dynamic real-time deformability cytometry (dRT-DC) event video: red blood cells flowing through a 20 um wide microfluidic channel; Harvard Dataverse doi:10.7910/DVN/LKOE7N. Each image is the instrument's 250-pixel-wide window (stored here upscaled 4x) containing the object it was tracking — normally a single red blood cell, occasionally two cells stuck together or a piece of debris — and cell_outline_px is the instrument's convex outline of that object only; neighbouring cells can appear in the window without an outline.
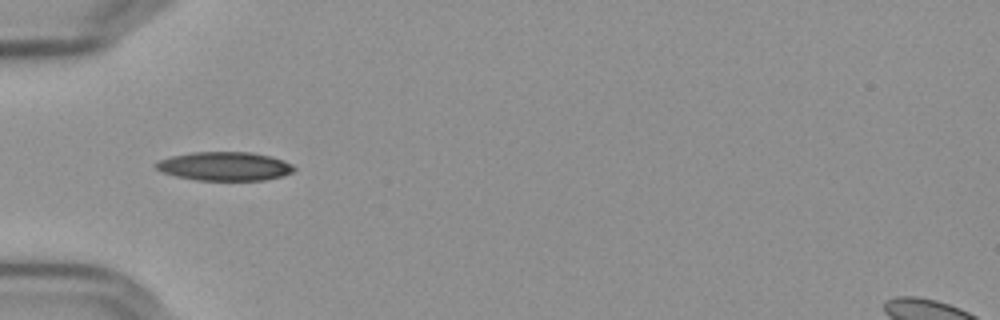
{"species": "Egyptian fruit bat (a non-hibernating species)", "species_latin": "Rousettus aegyptiacus", "temperature_condition": "cold", "stored_images_in_passage": 39, "camera_frame_rate_fps": 3000, "um_per_image_px": 0.085, "frame": {"image": 1, "passage_image": 1, "time_ms": 0.0, "image_size_px": [1000, 320], "cell_outline_px": [[296, 168], [292, 172], [280, 176], [264, 180], [196, 180], [176, 176], [164, 172], [156, 168], [156, 160], [172, 156], [192, 152], [252, 152], [284, 160], [292, 164]], "centroid_in_image_um": [19.09, 14.12], "position_along_channel_um": 65.9, "area_um2": 23.0}}
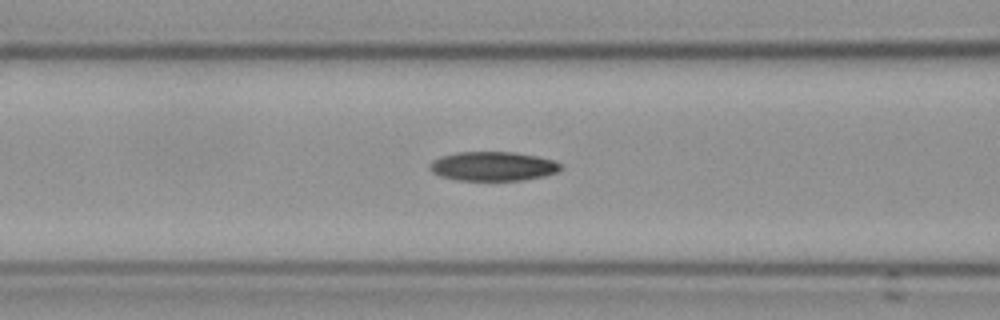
{"frame": {"image": 2, "passage_image": 6, "time_ms": 1.667, "image_size_px": [1000, 320], "cell_outline_px": [[564, 168], [556, 172], [544, 176], [524, 180], [456, 180], [440, 176], [432, 172], [428, 168], [428, 164], [432, 160], [440, 156], [456, 152], [516, 152], [556, 160]], "centroid_in_image_um": [41.89, 14.13], "position_along_channel_um": 124.7, "area_um2": 22.54}}
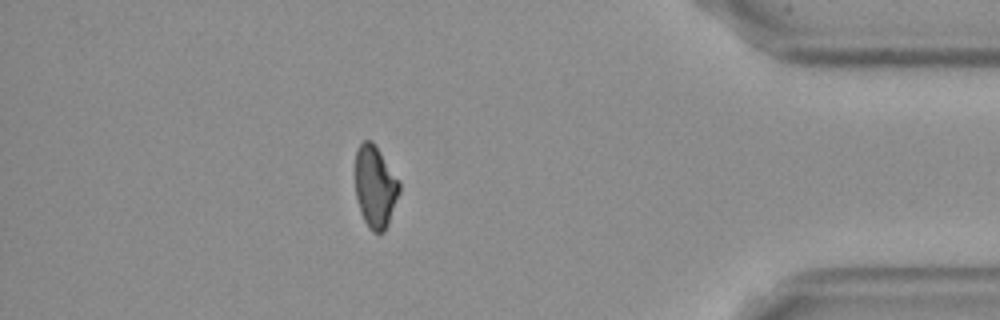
{"frame": {"image": 3, "passage_image": 32, "time_ms": 10.333, "image_size_px": [1000, 320], "cell_outline_px": [[400, 192], [388, 224], [384, 232], [372, 232], [368, 228], [360, 212], [356, 200], [356, 148], [364, 140], [372, 140], [400, 180]], "centroid_in_image_um": [31.9, 15.87], "position_along_channel_um": 403.3, "area_um2": 21.27}, "authors_computed_cell_mechanics": {"area_um2": 22.542, "velocity_mm_per_s": 3.6195, "shape_relaxation_time_tau1_ms": 7.6553, "shape_relaxation_time_tau2_ms": null, "deformation_change_tau1": 0.1797, "deformation_change_tau2": null}}